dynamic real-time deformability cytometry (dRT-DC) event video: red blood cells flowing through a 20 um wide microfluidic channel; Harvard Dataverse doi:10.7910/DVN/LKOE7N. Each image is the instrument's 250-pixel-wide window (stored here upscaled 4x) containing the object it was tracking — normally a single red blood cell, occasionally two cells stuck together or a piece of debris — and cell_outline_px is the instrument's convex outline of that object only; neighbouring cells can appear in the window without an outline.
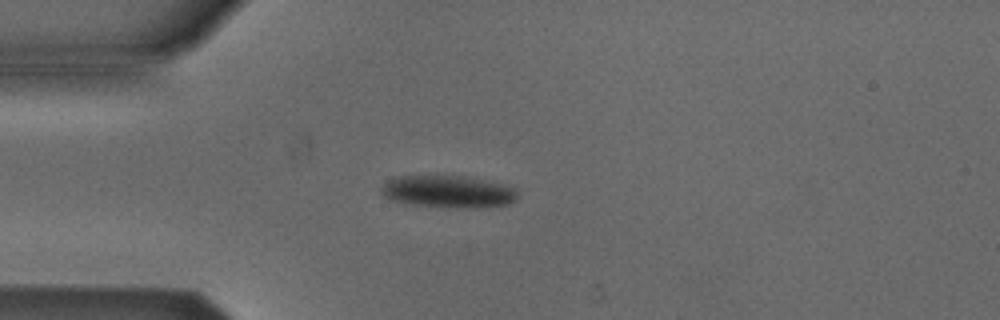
{"species": "Egyptian fruit bat (a non-hibernating species)", "species_latin": "Rousettus aegyptiacus", "temperature_condition": "cold", "stored_images_in_passage": 4, "camera_frame_rate_fps": 3000, "um_per_image_px": 0.085, "animal": {"sex": "male"}, "frame": {"image": 1, "passage_image": 3, "time_ms": 2.333, "image_size_px": [1000, 320], "cell_outline_px": [[520, 192], [516, 200], [508, 204], [476, 208], [444, 208], [404, 204], [388, 200], [380, 192], [380, 188], [384, 184], [400, 176], [460, 176], [500, 184], [516, 188]], "centroid_in_image_um": [38.07, 16.33], "position_along_channel_um": 46.9, "area_um2": 25.78}}